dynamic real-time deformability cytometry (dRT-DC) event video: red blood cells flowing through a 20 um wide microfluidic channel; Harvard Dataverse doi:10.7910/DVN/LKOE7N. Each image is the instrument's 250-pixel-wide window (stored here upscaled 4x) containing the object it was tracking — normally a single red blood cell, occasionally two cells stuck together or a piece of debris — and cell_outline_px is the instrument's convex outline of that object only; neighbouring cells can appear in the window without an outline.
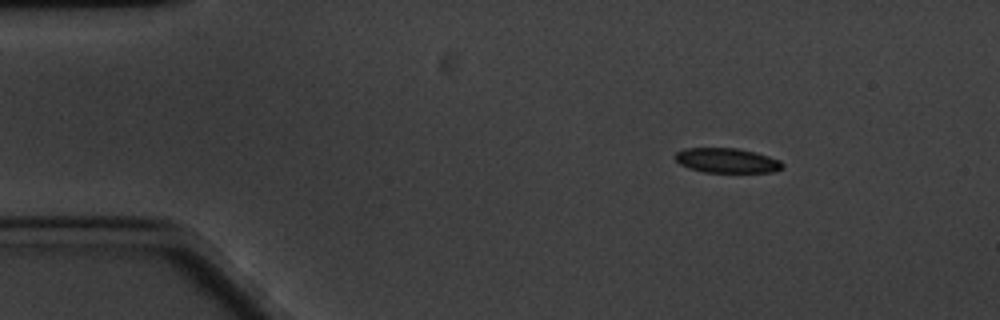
{"species": "common noctule bat (a hibernating species)", "species_latin": "Nyctalus noctula", "temperature_condition": "cold", "stored_images_in_passage": 53, "camera_frame_rate_fps": 3000, "um_per_image_px": 0.085, "animal": {"sex": "male", "body_mass_g": 20.1, "forearm_length_mm": 53.5}, "frame": {"image": 1, "passage_image": 1, "time_ms": 0.0, "image_size_px": [1000, 320], "cell_outline_px": [[784, 168], [772, 172], [704, 172], [688, 168], [680, 164], [676, 160], [676, 152], [684, 148], [736, 148], [756, 152], [780, 160], [784, 164]], "centroid_in_image_um": [61.8, 13.64], "position_along_channel_um": 23.2, "area_um2": 15.49}}
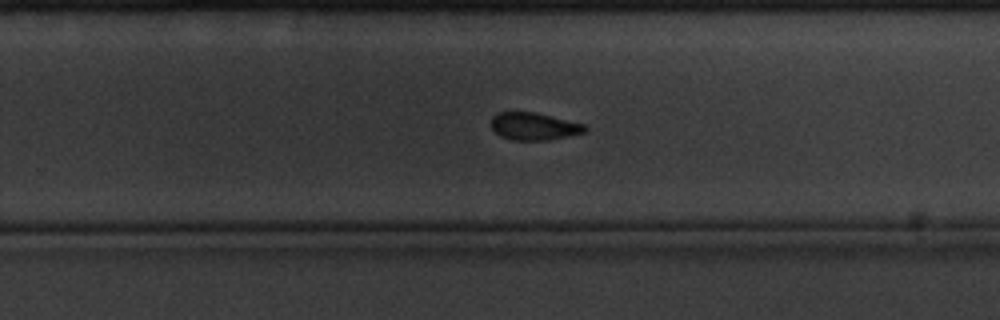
{"frame": {"image": 2, "passage_image": 31, "time_ms": 10.0, "image_size_px": [1000, 320], "cell_outline_px": [[588, 128], [584, 132], [548, 140], [512, 140], [500, 136], [492, 128], [492, 116], [500, 112], [532, 112], [584, 124]], "centroid_in_image_um": [45.36, 10.74], "position_along_channel_um": 284.4, "area_um2": 14.68}}
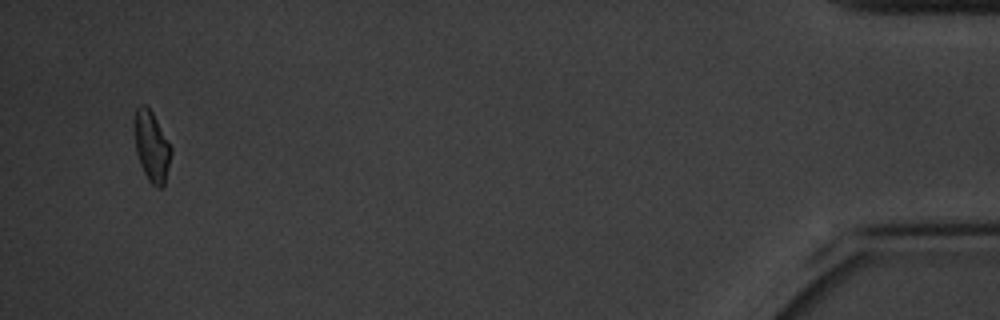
{"frame": {"image": 3, "passage_image": 51, "time_ms": 16.667, "image_size_px": [1000, 320], "cell_outline_px": [[172, 152], [164, 188], [156, 188], [148, 180], [140, 164], [136, 152], [136, 108], [140, 104], [144, 104], [152, 112], [172, 148]], "centroid_in_image_um": [12.93, 12.52], "position_along_channel_um": 422.3, "area_um2": 14.74}, "authors_computed_cell_mechanics": {"area_um2": 15.9528, "velocity_mm_per_s": 3.2823, "shape_relaxation_time_tau1_ms": null, "shape_relaxation_time_tau2_ms": 9.5436, "deformation_change_tau1": null, "deformation_change_tau2": 0.1428}}